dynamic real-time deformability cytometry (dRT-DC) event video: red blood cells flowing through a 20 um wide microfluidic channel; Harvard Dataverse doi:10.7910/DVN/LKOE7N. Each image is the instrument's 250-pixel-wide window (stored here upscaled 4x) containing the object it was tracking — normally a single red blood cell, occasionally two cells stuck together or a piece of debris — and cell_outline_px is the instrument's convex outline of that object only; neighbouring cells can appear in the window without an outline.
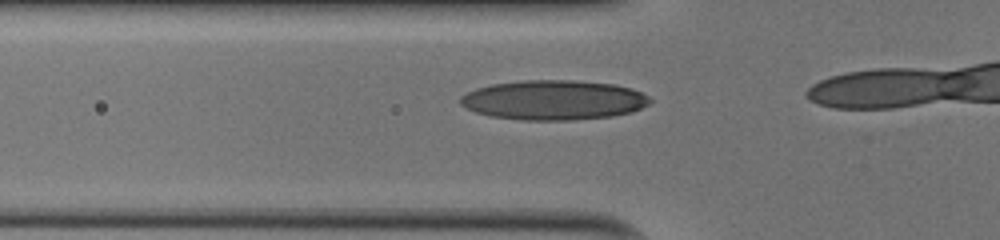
{"species": "human", "species_latin": "Homo sapiens", "temperature_condition": "cold", "stored_images_in_passage": 18, "camera_frame_rate_fps": 3000, "um_per_image_px": 0.085, "donor": {"sex": "male"}, "frame": {"image": 1, "passage_image": 13, "time_ms": 4.0, "image_size_px": [1000, 240], "cell_outline_px": [[652, 100], [648, 104], [632, 112], [612, 116], [572, 120], [524, 120], [492, 116], [476, 112], [460, 104], [460, 96], [476, 88], [492, 84], [524, 80], [572, 80], [612, 84], [632, 88], [648, 96]], "centroid_in_image_um": [47.06, 8.5], "position_along_channel_um": 78.7, "area_um2": 43.7}}
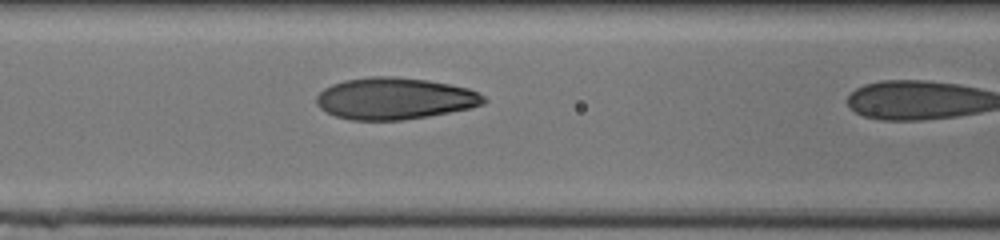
{"frame": {"image": 2, "passage_image": 17, "time_ms": 5.333, "image_size_px": [1000, 240], "cell_outline_px": [[488, 100], [484, 104], [472, 108], [428, 116], [404, 120], [352, 120], [336, 116], [320, 108], [316, 104], [316, 96], [324, 88], [332, 84], [344, 80], [372, 76], [396, 76], [428, 80], [468, 88], [484, 96]], "centroid_in_image_um": [33.55, 8.37], "position_along_channel_um": 133.0, "area_um2": 40.81}}